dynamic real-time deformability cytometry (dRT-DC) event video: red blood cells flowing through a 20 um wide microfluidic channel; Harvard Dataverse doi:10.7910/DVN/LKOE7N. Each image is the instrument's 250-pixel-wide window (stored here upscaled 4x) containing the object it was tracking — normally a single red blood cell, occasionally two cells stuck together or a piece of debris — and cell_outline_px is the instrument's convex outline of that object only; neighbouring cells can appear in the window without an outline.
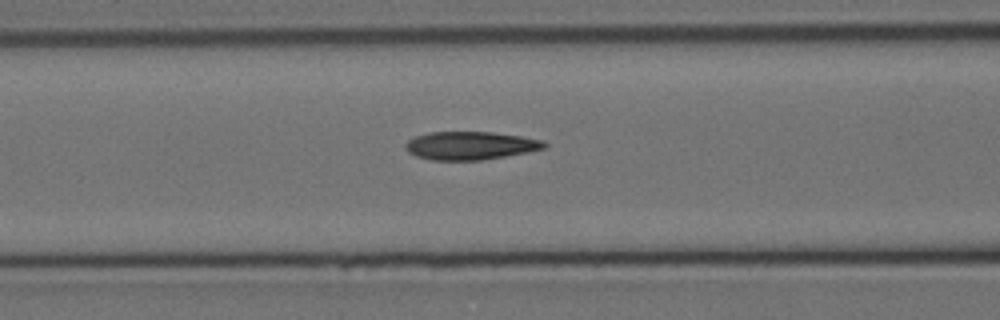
{"species": "Egyptian fruit bat (a non-hibernating species)", "species_latin": "Rousettus aegyptiacus", "temperature_condition": "cold", "stored_images_in_passage": 6, "camera_frame_rate_fps": 3000, "um_per_image_px": 0.085, "animal": {"sex": "female"}, "frame": {"image": 1, "passage_image": 6, "time_ms": 6.667, "image_size_px": [1000, 320], "cell_outline_px": [[548, 144], [544, 148], [504, 156], [480, 160], [432, 160], [416, 156], [408, 152], [404, 148], [404, 144], [408, 140], [416, 136], [428, 132], [492, 132], [520, 136], [544, 140]], "centroid_in_image_um": [39.93, 12.37], "position_along_channel_um": 126.7, "area_um2": 22.66}}